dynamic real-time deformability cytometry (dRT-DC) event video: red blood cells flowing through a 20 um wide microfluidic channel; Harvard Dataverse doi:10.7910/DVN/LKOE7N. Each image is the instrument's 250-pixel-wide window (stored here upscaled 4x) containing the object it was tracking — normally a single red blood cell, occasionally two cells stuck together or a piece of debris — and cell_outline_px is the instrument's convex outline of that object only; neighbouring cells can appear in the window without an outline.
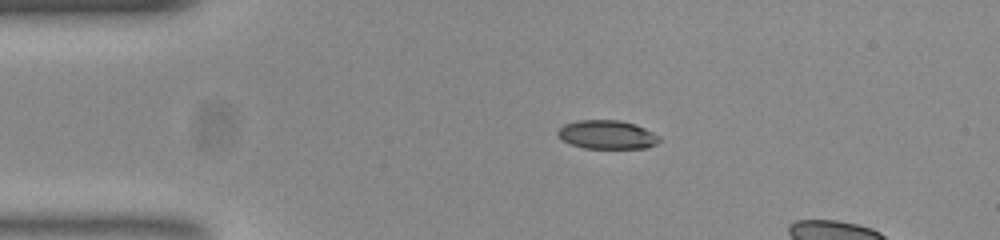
{"species": "common noctule bat (a hibernating species)", "species_latin": "Nyctalus noctula", "temperature_condition": "room temperature", "stored_images_in_passage": 37, "camera_frame_rate_fps": 3000, "um_per_image_px": 0.085, "animal": {"sex": "female", "body_mass_g": 23.0, "forearm_length_mm": 53.4}, "frame": {"image": 1, "passage_image": 1, "time_ms": 0.0, "image_size_px": [1000, 240], "cell_outline_px": [[660, 140], [656, 144], [648, 148], [584, 148], [572, 144], [564, 140], [556, 132], [564, 124], [580, 120], [620, 120], [644, 128], [660, 136]], "centroid_in_image_um": [51.62, 11.45], "position_along_channel_um": 33.4, "area_um2": 16.76}}
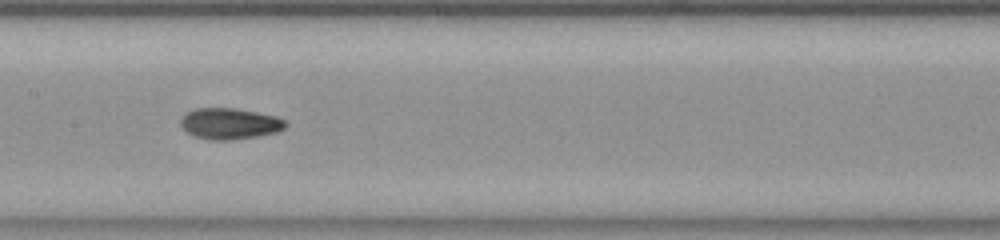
{"frame": {"image": 2, "passage_image": 16, "time_ms": 5.0, "image_size_px": [1000, 240], "cell_outline_px": [[288, 124], [284, 128], [276, 132], [256, 136], [228, 140], [208, 140], [192, 136], [180, 124], [180, 120], [188, 112], [196, 108], [232, 108], [256, 112], [276, 116], [284, 120]], "centroid_in_image_um": [19.51, 10.51], "position_along_channel_um": 187.9, "area_um2": 18.84}}
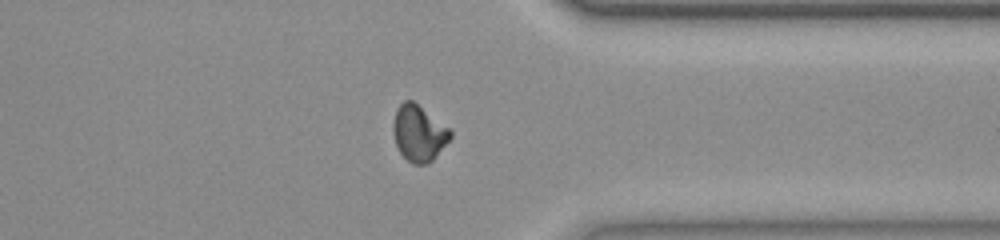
{"frame": {"image": 3, "passage_image": 31, "time_ms": 10.0, "image_size_px": [1000, 240], "cell_outline_px": [[452, 136], [436, 156], [428, 164], [412, 164], [400, 152], [396, 144], [392, 128], [392, 124], [396, 108], [404, 100], [412, 100], [448, 128], [452, 132]], "centroid_in_image_um": [35.57, 11.32], "position_along_channel_um": 375.8, "area_um2": 18.44}}